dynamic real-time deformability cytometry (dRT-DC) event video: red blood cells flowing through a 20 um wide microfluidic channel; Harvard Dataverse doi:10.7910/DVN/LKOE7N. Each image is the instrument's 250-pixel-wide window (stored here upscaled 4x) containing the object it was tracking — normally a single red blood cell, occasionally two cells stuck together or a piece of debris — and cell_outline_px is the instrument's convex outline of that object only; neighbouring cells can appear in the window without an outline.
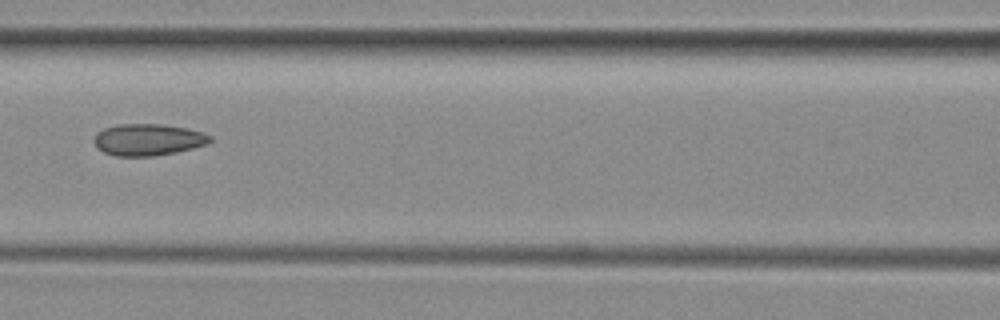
{"species": "common noctule bat (a hibernating species)", "species_latin": "Nyctalus noctula", "temperature_condition": "room temperature", "stored_images_in_passage": 4, "camera_frame_rate_fps": 3000, "um_per_image_px": 0.085, "animal": {"sex": "female", "body_mass_g": 29.2, "forearm_length_mm": 56.3}, "frame": {"image": 1, "passage_image": 4, "time_ms": 3.667, "image_size_px": [1000, 320], "cell_outline_px": [[212, 140], [208, 144], [176, 152], [152, 156], [112, 156], [96, 148], [92, 140], [96, 132], [104, 128], [120, 124], [164, 124], [188, 128], [204, 132], [212, 136]], "centroid_in_image_um": [12.57, 11.87], "position_along_channel_um": 154.0, "area_um2": 21.79}}